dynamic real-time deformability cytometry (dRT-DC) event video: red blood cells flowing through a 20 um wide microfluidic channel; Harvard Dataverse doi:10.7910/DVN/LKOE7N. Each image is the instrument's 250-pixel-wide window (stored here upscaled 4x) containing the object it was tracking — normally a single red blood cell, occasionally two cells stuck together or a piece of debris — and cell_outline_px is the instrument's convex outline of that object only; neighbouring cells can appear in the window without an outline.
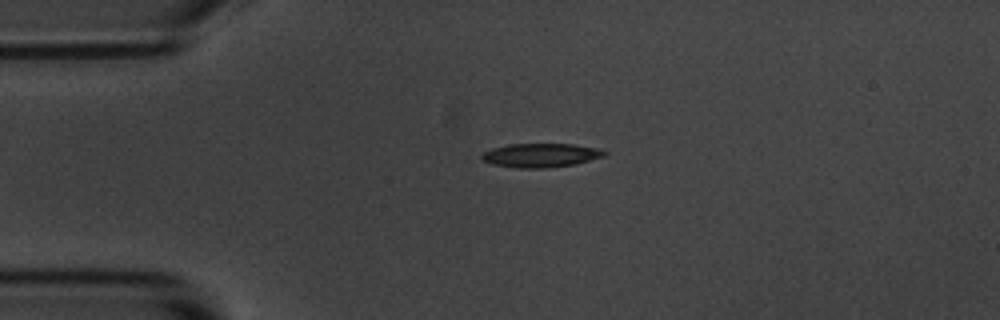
{"species": "common noctule bat (a hibernating species)", "species_latin": "Nyctalus noctula", "temperature_condition": "room temperature", "stored_images_in_passage": 2, "camera_frame_rate_fps": 3000, "um_per_image_px": 0.085, "animal": {"sex": "male", "body_mass_g": 20.1, "forearm_length_mm": 53.5}, "frame": {"image": 1, "passage_image": 1, "time_ms": 0.0, "image_size_px": [1000, 320], "cell_outline_px": [[608, 152], [604, 156], [576, 164], [548, 168], [516, 168], [492, 164], [480, 160], [480, 156], [484, 152], [492, 148], [508, 144], [572, 144], [600, 148]], "centroid_in_image_um": [45.95, 13.2], "position_along_channel_um": 39.0, "area_um2": 17.28}}